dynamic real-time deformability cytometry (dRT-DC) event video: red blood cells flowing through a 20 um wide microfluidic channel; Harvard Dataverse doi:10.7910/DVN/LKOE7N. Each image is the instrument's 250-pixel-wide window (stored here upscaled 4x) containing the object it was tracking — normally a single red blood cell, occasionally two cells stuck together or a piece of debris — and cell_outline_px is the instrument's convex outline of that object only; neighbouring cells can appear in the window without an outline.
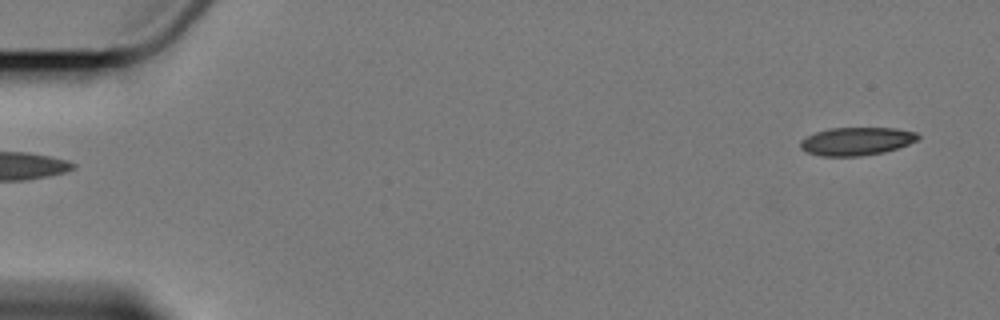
{"species": "Egyptian fruit bat (a non-hibernating species)", "species_latin": "Rousettus aegyptiacus", "temperature_condition": "cold", "stored_images_in_passage": 6, "camera_frame_rate_fps": 3000, "um_per_image_px": 0.085, "animal": {"sex": "female"}, "frame": {"image": 1, "passage_image": 6, "time_ms": 6.667, "image_size_px": [1000, 320], "cell_outline_px": [[920, 140], [884, 152], [860, 156], [820, 156], [808, 152], [800, 148], [800, 140], [816, 132], [828, 128], [896, 128], [916, 132], [920, 136]], "centroid_in_image_um": [72.82, 12.0], "position_along_channel_um": 12.2, "area_um2": 19.25}}